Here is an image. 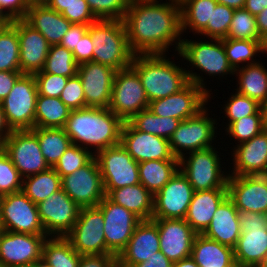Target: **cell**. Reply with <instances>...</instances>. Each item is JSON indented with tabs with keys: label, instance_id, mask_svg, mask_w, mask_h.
Masks as SVG:
<instances>
[{
	"label": "cell",
	"instance_id": "obj_12",
	"mask_svg": "<svg viewBox=\"0 0 267 267\" xmlns=\"http://www.w3.org/2000/svg\"><path fill=\"white\" fill-rule=\"evenodd\" d=\"M0 147L9 156L23 179L49 168L38 138L31 130H13Z\"/></svg>",
	"mask_w": 267,
	"mask_h": 267
},
{
	"label": "cell",
	"instance_id": "obj_17",
	"mask_svg": "<svg viewBox=\"0 0 267 267\" xmlns=\"http://www.w3.org/2000/svg\"><path fill=\"white\" fill-rule=\"evenodd\" d=\"M103 214L106 247L115 255L126 247L141 221L136 215L110 201L106 196L97 206Z\"/></svg>",
	"mask_w": 267,
	"mask_h": 267
},
{
	"label": "cell",
	"instance_id": "obj_44",
	"mask_svg": "<svg viewBox=\"0 0 267 267\" xmlns=\"http://www.w3.org/2000/svg\"><path fill=\"white\" fill-rule=\"evenodd\" d=\"M226 38L263 41L257 29L256 16L244 8L235 9Z\"/></svg>",
	"mask_w": 267,
	"mask_h": 267
},
{
	"label": "cell",
	"instance_id": "obj_26",
	"mask_svg": "<svg viewBox=\"0 0 267 267\" xmlns=\"http://www.w3.org/2000/svg\"><path fill=\"white\" fill-rule=\"evenodd\" d=\"M18 37L21 73L34 75L42 71L51 46L49 42L23 19H18Z\"/></svg>",
	"mask_w": 267,
	"mask_h": 267
},
{
	"label": "cell",
	"instance_id": "obj_63",
	"mask_svg": "<svg viewBox=\"0 0 267 267\" xmlns=\"http://www.w3.org/2000/svg\"><path fill=\"white\" fill-rule=\"evenodd\" d=\"M257 29L262 38L267 36V7L256 16Z\"/></svg>",
	"mask_w": 267,
	"mask_h": 267
},
{
	"label": "cell",
	"instance_id": "obj_73",
	"mask_svg": "<svg viewBox=\"0 0 267 267\" xmlns=\"http://www.w3.org/2000/svg\"><path fill=\"white\" fill-rule=\"evenodd\" d=\"M3 231H4V229H3L1 218H0V236L3 233Z\"/></svg>",
	"mask_w": 267,
	"mask_h": 267
},
{
	"label": "cell",
	"instance_id": "obj_46",
	"mask_svg": "<svg viewBox=\"0 0 267 267\" xmlns=\"http://www.w3.org/2000/svg\"><path fill=\"white\" fill-rule=\"evenodd\" d=\"M225 128L227 135H231L229 137L238 140L240 144L249 141L265 129L260 109L254 115L243 117Z\"/></svg>",
	"mask_w": 267,
	"mask_h": 267
},
{
	"label": "cell",
	"instance_id": "obj_62",
	"mask_svg": "<svg viewBox=\"0 0 267 267\" xmlns=\"http://www.w3.org/2000/svg\"><path fill=\"white\" fill-rule=\"evenodd\" d=\"M11 127L8 125L5 113L0 103V145L12 133Z\"/></svg>",
	"mask_w": 267,
	"mask_h": 267
},
{
	"label": "cell",
	"instance_id": "obj_5",
	"mask_svg": "<svg viewBox=\"0 0 267 267\" xmlns=\"http://www.w3.org/2000/svg\"><path fill=\"white\" fill-rule=\"evenodd\" d=\"M215 150L216 147L197 150L179 159V170L194 191L227 188L229 175L222 171L221 158Z\"/></svg>",
	"mask_w": 267,
	"mask_h": 267
},
{
	"label": "cell",
	"instance_id": "obj_69",
	"mask_svg": "<svg viewBox=\"0 0 267 267\" xmlns=\"http://www.w3.org/2000/svg\"><path fill=\"white\" fill-rule=\"evenodd\" d=\"M27 6L32 5H43L46 4L48 0H23Z\"/></svg>",
	"mask_w": 267,
	"mask_h": 267
},
{
	"label": "cell",
	"instance_id": "obj_14",
	"mask_svg": "<svg viewBox=\"0 0 267 267\" xmlns=\"http://www.w3.org/2000/svg\"><path fill=\"white\" fill-rule=\"evenodd\" d=\"M177 53L191 63L190 66L206 72L209 76L224 77L227 74L234 76L235 71L228 62L223 39H211L210 42L182 39Z\"/></svg>",
	"mask_w": 267,
	"mask_h": 267
},
{
	"label": "cell",
	"instance_id": "obj_31",
	"mask_svg": "<svg viewBox=\"0 0 267 267\" xmlns=\"http://www.w3.org/2000/svg\"><path fill=\"white\" fill-rule=\"evenodd\" d=\"M191 257L199 267H234V249L197 234L192 245Z\"/></svg>",
	"mask_w": 267,
	"mask_h": 267
},
{
	"label": "cell",
	"instance_id": "obj_34",
	"mask_svg": "<svg viewBox=\"0 0 267 267\" xmlns=\"http://www.w3.org/2000/svg\"><path fill=\"white\" fill-rule=\"evenodd\" d=\"M258 61L235 70L238 93L256 100L259 104L267 97V69Z\"/></svg>",
	"mask_w": 267,
	"mask_h": 267
},
{
	"label": "cell",
	"instance_id": "obj_39",
	"mask_svg": "<svg viewBox=\"0 0 267 267\" xmlns=\"http://www.w3.org/2000/svg\"><path fill=\"white\" fill-rule=\"evenodd\" d=\"M80 258L66 237L48 236L43 244L42 259L52 267H79Z\"/></svg>",
	"mask_w": 267,
	"mask_h": 267
},
{
	"label": "cell",
	"instance_id": "obj_28",
	"mask_svg": "<svg viewBox=\"0 0 267 267\" xmlns=\"http://www.w3.org/2000/svg\"><path fill=\"white\" fill-rule=\"evenodd\" d=\"M23 20L34 30L39 31L50 45L60 44L72 25L61 13L46 4L28 6Z\"/></svg>",
	"mask_w": 267,
	"mask_h": 267
},
{
	"label": "cell",
	"instance_id": "obj_65",
	"mask_svg": "<svg viewBox=\"0 0 267 267\" xmlns=\"http://www.w3.org/2000/svg\"><path fill=\"white\" fill-rule=\"evenodd\" d=\"M218 4L226 5L233 9H241L244 7L245 0H216Z\"/></svg>",
	"mask_w": 267,
	"mask_h": 267
},
{
	"label": "cell",
	"instance_id": "obj_48",
	"mask_svg": "<svg viewBox=\"0 0 267 267\" xmlns=\"http://www.w3.org/2000/svg\"><path fill=\"white\" fill-rule=\"evenodd\" d=\"M23 178L0 147V197L22 190Z\"/></svg>",
	"mask_w": 267,
	"mask_h": 267
},
{
	"label": "cell",
	"instance_id": "obj_35",
	"mask_svg": "<svg viewBox=\"0 0 267 267\" xmlns=\"http://www.w3.org/2000/svg\"><path fill=\"white\" fill-rule=\"evenodd\" d=\"M181 8L182 33L189 29L199 34L211 22L212 10L218 2L216 0H179Z\"/></svg>",
	"mask_w": 267,
	"mask_h": 267
},
{
	"label": "cell",
	"instance_id": "obj_3",
	"mask_svg": "<svg viewBox=\"0 0 267 267\" xmlns=\"http://www.w3.org/2000/svg\"><path fill=\"white\" fill-rule=\"evenodd\" d=\"M123 124L109 108L86 107L72 110L63 128L72 144L87 150L93 147L96 155L120 144Z\"/></svg>",
	"mask_w": 267,
	"mask_h": 267
},
{
	"label": "cell",
	"instance_id": "obj_16",
	"mask_svg": "<svg viewBox=\"0 0 267 267\" xmlns=\"http://www.w3.org/2000/svg\"><path fill=\"white\" fill-rule=\"evenodd\" d=\"M46 234L3 231L0 236V264L3 267L30 266L42 259Z\"/></svg>",
	"mask_w": 267,
	"mask_h": 267
},
{
	"label": "cell",
	"instance_id": "obj_22",
	"mask_svg": "<svg viewBox=\"0 0 267 267\" xmlns=\"http://www.w3.org/2000/svg\"><path fill=\"white\" fill-rule=\"evenodd\" d=\"M116 70L95 62L78 65L86 107L108 108Z\"/></svg>",
	"mask_w": 267,
	"mask_h": 267
},
{
	"label": "cell",
	"instance_id": "obj_72",
	"mask_svg": "<svg viewBox=\"0 0 267 267\" xmlns=\"http://www.w3.org/2000/svg\"><path fill=\"white\" fill-rule=\"evenodd\" d=\"M257 267H267V256L264 258V260Z\"/></svg>",
	"mask_w": 267,
	"mask_h": 267
},
{
	"label": "cell",
	"instance_id": "obj_37",
	"mask_svg": "<svg viewBox=\"0 0 267 267\" xmlns=\"http://www.w3.org/2000/svg\"><path fill=\"white\" fill-rule=\"evenodd\" d=\"M31 131L37 136L41 152L49 167H54L72 144L64 128H33Z\"/></svg>",
	"mask_w": 267,
	"mask_h": 267
},
{
	"label": "cell",
	"instance_id": "obj_20",
	"mask_svg": "<svg viewBox=\"0 0 267 267\" xmlns=\"http://www.w3.org/2000/svg\"><path fill=\"white\" fill-rule=\"evenodd\" d=\"M120 144L140 162L150 160H179L173 156L169 140L137 130L129 121L124 122Z\"/></svg>",
	"mask_w": 267,
	"mask_h": 267
},
{
	"label": "cell",
	"instance_id": "obj_71",
	"mask_svg": "<svg viewBox=\"0 0 267 267\" xmlns=\"http://www.w3.org/2000/svg\"><path fill=\"white\" fill-rule=\"evenodd\" d=\"M262 47H263V54L266 52L267 53V36L263 38V43H262ZM267 55V54H266Z\"/></svg>",
	"mask_w": 267,
	"mask_h": 267
},
{
	"label": "cell",
	"instance_id": "obj_60",
	"mask_svg": "<svg viewBox=\"0 0 267 267\" xmlns=\"http://www.w3.org/2000/svg\"><path fill=\"white\" fill-rule=\"evenodd\" d=\"M173 262L164 253L158 251L146 261L135 264L133 267H172Z\"/></svg>",
	"mask_w": 267,
	"mask_h": 267
},
{
	"label": "cell",
	"instance_id": "obj_42",
	"mask_svg": "<svg viewBox=\"0 0 267 267\" xmlns=\"http://www.w3.org/2000/svg\"><path fill=\"white\" fill-rule=\"evenodd\" d=\"M262 43L263 41L224 38L223 46L232 69L235 71L243 67V63L246 62L247 65L257 63V60L255 61L253 57L263 52ZM240 63H242V66Z\"/></svg>",
	"mask_w": 267,
	"mask_h": 267
},
{
	"label": "cell",
	"instance_id": "obj_13",
	"mask_svg": "<svg viewBox=\"0 0 267 267\" xmlns=\"http://www.w3.org/2000/svg\"><path fill=\"white\" fill-rule=\"evenodd\" d=\"M61 188L81 208L98 206L106 194L97 159L61 177Z\"/></svg>",
	"mask_w": 267,
	"mask_h": 267
},
{
	"label": "cell",
	"instance_id": "obj_50",
	"mask_svg": "<svg viewBox=\"0 0 267 267\" xmlns=\"http://www.w3.org/2000/svg\"><path fill=\"white\" fill-rule=\"evenodd\" d=\"M86 2L98 20H123L130 0H86Z\"/></svg>",
	"mask_w": 267,
	"mask_h": 267
},
{
	"label": "cell",
	"instance_id": "obj_67",
	"mask_svg": "<svg viewBox=\"0 0 267 267\" xmlns=\"http://www.w3.org/2000/svg\"><path fill=\"white\" fill-rule=\"evenodd\" d=\"M260 112L263 125L267 128V97L260 103Z\"/></svg>",
	"mask_w": 267,
	"mask_h": 267
},
{
	"label": "cell",
	"instance_id": "obj_24",
	"mask_svg": "<svg viewBox=\"0 0 267 267\" xmlns=\"http://www.w3.org/2000/svg\"><path fill=\"white\" fill-rule=\"evenodd\" d=\"M157 224L151 220H141L126 247L117 256L118 267H133L146 261L160 251Z\"/></svg>",
	"mask_w": 267,
	"mask_h": 267
},
{
	"label": "cell",
	"instance_id": "obj_27",
	"mask_svg": "<svg viewBox=\"0 0 267 267\" xmlns=\"http://www.w3.org/2000/svg\"><path fill=\"white\" fill-rule=\"evenodd\" d=\"M202 234L222 245L235 248L241 234L240 221L238 210L228 196L220 203Z\"/></svg>",
	"mask_w": 267,
	"mask_h": 267
},
{
	"label": "cell",
	"instance_id": "obj_33",
	"mask_svg": "<svg viewBox=\"0 0 267 267\" xmlns=\"http://www.w3.org/2000/svg\"><path fill=\"white\" fill-rule=\"evenodd\" d=\"M140 184L152 195L162 187L179 170V160H150L138 164Z\"/></svg>",
	"mask_w": 267,
	"mask_h": 267
},
{
	"label": "cell",
	"instance_id": "obj_36",
	"mask_svg": "<svg viewBox=\"0 0 267 267\" xmlns=\"http://www.w3.org/2000/svg\"><path fill=\"white\" fill-rule=\"evenodd\" d=\"M71 110L60 100L38 95L36 99L35 128H63Z\"/></svg>",
	"mask_w": 267,
	"mask_h": 267
},
{
	"label": "cell",
	"instance_id": "obj_43",
	"mask_svg": "<svg viewBox=\"0 0 267 267\" xmlns=\"http://www.w3.org/2000/svg\"><path fill=\"white\" fill-rule=\"evenodd\" d=\"M42 71L71 78L77 75L78 64L73 53L67 48L60 44L51 45Z\"/></svg>",
	"mask_w": 267,
	"mask_h": 267
},
{
	"label": "cell",
	"instance_id": "obj_38",
	"mask_svg": "<svg viewBox=\"0 0 267 267\" xmlns=\"http://www.w3.org/2000/svg\"><path fill=\"white\" fill-rule=\"evenodd\" d=\"M61 189V177L49 167L47 170L23 179L22 192L35 204Z\"/></svg>",
	"mask_w": 267,
	"mask_h": 267
},
{
	"label": "cell",
	"instance_id": "obj_66",
	"mask_svg": "<svg viewBox=\"0 0 267 267\" xmlns=\"http://www.w3.org/2000/svg\"><path fill=\"white\" fill-rule=\"evenodd\" d=\"M172 267H199V266L197 265L195 260L190 256L188 258L173 262Z\"/></svg>",
	"mask_w": 267,
	"mask_h": 267
},
{
	"label": "cell",
	"instance_id": "obj_11",
	"mask_svg": "<svg viewBox=\"0 0 267 267\" xmlns=\"http://www.w3.org/2000/svg\"><path fill=\"white\" fill-rule=\"evenodd\" d=\"M0 218L5 231L24 234H46L37 204L22 191L0 197Z\"/></svg>",
	"mask_w": 267,
	"mask_h": 267
},
{
	"label": "cell",
	"instance_id": "obj_54",
	"mask_svg": "<svg viewBox=\"0 0 267 267\" xmlns=\"http://www.w3.org/2000/svg\"><path fill=\"white\" fill-rule=\"evenodd\" d=\"M93 49L94 45L91 41V35L87 32L81 39H79V43L72 52L76 63L81 65L87 62H93Z\"/></svg>",
	"mask_w": 267,
	"mask_h": 267
},
{
	"label": "cell",
	"instance_id": "obj_57",
	"mask_svg": "<svg viewBox=\"0 0 267 267\" xmlns=\"http://www.w3.org/2000/svg\"><path fill=\"white\" fill-rule=\"evenodd\" d=\"M88 27L89 25L72 24L63 36L60 45L73 52L79 43V39H81L88 32Z\"/></svg>",
	"mask_w": 267,
	"mask_h": 267
},
{
	"label": "cell",
	"instance_id": "obj_2",
	"mask_svg": "<svg viewBox=\"0 0 267 267\" xmlns=\"http://www.w3.org/2000/svg\"><path fill=\"white\" fill-rule=\"evenodd\" d=\"M131 67L138 73L149 102L177 93L189 82L211 92L205 88L203 76L177 66L165 54L134 55Z\"/></svg>",
	"mask_w": 267,
	"mask_h": 267
},
{
	"label": "cell",
	"instance_id": "obj_30",
	"mask_svg": "<svg viewBox=\"0 0 267 267\" xmlns=\"http://www.w3.org/2000/svg\"><path fill=\"white\" fill-rule=\"evenodd\" d=\"M267 256V227L241 229L234 248L236 265L257 267Z\"/></svg>",
	"mask_w": 267,
	"mask_h": 267
},
{
	"label": "cell",
	"instance_id": "obj_40",
	"mask_svg": "<svg viewBox=\"0 0 267 267\" xmlns=\"http://www.w3.org/2000/svg\"><path fill=\"white\" fill-rule=\"evenodd\" d=\"M18 19L0 28V71H20Z\"/></svg>",
	"mask_w": 267,
	"mask_h": 267
},
{
	"label": "cell",
	"instance_id": "obj_4",
	"mask_svg": "<svg viewBox=\"0 0 267 267\" xmlns=\"http://www.w3.org/2000/svg\"><path fill=\"white\" fill-rule=\"evenodd\" d=\"M94 45L93 62L110 66L116 71L131 66V51L123 20L100 19L88 27Z\"/></svg>",
	"mask_w": 267,
	"mask_h": 267
},
{
	"label": "cell",
	"instance_id": "obj_53",
	"mask_svg": "<svg viewBox=\"0 0 267 267\" xmlns=\"http://www.w3.org/2000/svg\"><path fill=\"white\" fill-rule=\"evenodd\" d=\"M61 14L72 24L90 25L98 20L86 0H73Z\"/></svg>",
	"mask_w": 267,
	"mask_h": 267
},
{
	"label": "cell",
	"instance_id": "obj_41",
	"mask_svg": "<svg viewBox=\"0 0 267 267\" xmlns=\"http://www.w3.org/2000/svg\"><path fill=\"white\" fill-rule=\"evenodd\" d=\"M129 122L139 131L169 140L181 123V120L157 116L146 108L136 114Z\"/></svg>",
	"mask_w": 267,
	"mask_h": 267
},
{
	"label": "cell",
	"instance_id": "obj_58",
	"mask_svg": "<svg viewBox=\"0 0 267 267\" xmlns=\"http://www.w3.org/2000/svg\"><path fill=\"white\" fill-rule=\"evenodd\" d=\"M0 5L13 20L23 19L27 13L28 6L23 0H0Z\"/></svg>",
	"mask_w": 267,
	"mask_h": 267
},
{
	"label": "cell",
	"instance_id": "obj_32",
	"mask_svg": "<svg viewBox=\"0 0 267 267\" xmlns=\"http://www.w3.org/2000/svg\"><path fill=\"white\" fill-rule=\"evenodd\" d=\"M106 197L132 212L140 220L152 219L154 195L140 183L111 190Z\"/></svg>",
	"mask_w": 267,
	"mask_h": 267
},
{
	"label": "cell",
	"instance_id": "obj_21",
	"mask_svg": "<svg viewBox=\"0 0 267 267\" xmlns=\"http://www.w3.org/2000/svg\"><path fill=\"white\" fill-rule=\"evenodd\" d=\"M227 191L237 210L267 214V175H229Z\"/></svg>",
	"mask_w": 267,
	"mask_h": 267
},
{
	"label": "cell",
	"instance_id": "obj_23",
	"mask_svg": "<svg viewBox=\"0 0 267 267\" xmlns=\"http://www.w3.org/2000/svg\"><path fill=\"white\" fill-rule=\"evenodd\" d=\"M157 224L160 251L172 262L191 256L197 233L185 219L152 218Z\"/></svg>",
	"mask_w": 267,
	"mask_h": 267
},
{
	"label": "cell",
	"instance_id": "obj_61",
	"mask_svg": "<svg viewBox=\"0 0 267 267\" xmlns=\"http://www.w3.org/2000/svg\"><path fill=\"white\" fill-rule=\"evenodd\" d=\"M267 7V0H245L244 9L257 16Z\"/></svg>",
	"mask_w": 267,
	"mask_h": 267
},
{
	"label": "cell",
	"instance_id": "obj_64",
	"mask_svg": "<svg viewBox=\"0 0 267 267\" xmlns=\"http://www.w3.org/2000/svg\"><path fill=\"white\" fill-rule=\"evenodd\" d=\"M73 0H48L46 5L59 12V13H62L66 7H68L70 5V3L72 2Z\"/></svg>",
	"mask_w": 267,
	"mask_h": 267
},
{
	"label": "cell",
	"instance_id": "obj_49",
	"mask_svg": "<svg viewBox=\"0 0 267 267\" xmlns=\"http://www.w3.org/2000/svg\"><path fill=\"white\" fill-rule=\"evenodd\" d=\"M224 105L225 116H227V119L229 118L227 127L232 122L242 119L243 117L254 115L260 109V104L256 100L238 92L231 95Z\"/></svg>",
	"mask_w": 267,
	"mask_h": 267
},
{
	"label": "cell",
	"instance_id": "obj_19",
	"mask_svg": "<svg viewBox=\"0 0 267 267\" xmlns=\"http://www.w3.org/2000/svg\"><path fill=\"white\" fill-rule=\"evenodd\" d=\"M210 95L198 85L189 82L179 92L149 102L148 109L160 117L185 120L195 116L206 105Z\"/></svg>",
	"mask_w": 267,
	"mask_h": 267
},
{
	"label": "cell",
	"instance_id": "obj_10",
	"mask_svg": "<svg viewBox=\"0 0 267 267\" xmlns=\"http://www.w3.org/2000/svg\"><path fill=\"white\" fill-rule=\"evenodd\" d=\"M104 219L97 207H82L71 231L65 236L80 255L113 254L104 236Z\"/></svg>",
	"mask_w": 267,
	"mask_h": 267
},
{
	"label": "cell",
	"instance_id": "obj_70",
	"mask_svg": "<svg viewBox=\"0 0 267 267\" xmlns=\"http://www.w3.org/2000/svg\"><path fill=\"white\" fill-rule=\"evenodd\" d=\"M32 267H52L47 262H45L43 259H40L39 261L32 264Z\"/></svg>",
	"mask_w": 267,
	"mask_h": 267
},
{
	"label": "cell",
	"instance_id": "obj_15",
	"mask_svg": "<svg viewBox=\"0 0 267 267\" xmlns=\"http://www.w3.org/2000/svg\"><path fill=\"white\" fill-rule=\"evenodd\" d=\"M47 236L65 237L78 219L79 207L61 188L37 204Z\"/></svg>",
	"mask_w": 267,
	"mask_h": 267
},
{
	"label": "cell",
	"instance_id": "obj_55",
	"mask_svg": "<svg viewBox=\"0 0 267 267\" xmlns=\"http://www.w3.org/2000/svg\"><path fill=\"white\" fill-rule=\"evenodd\" d=\"M240 229H255L267 227V214L253 211L238 210Z\"/></svg>",
	"mask_w": 267,
	"mask_h": 267
},
{
	"label": "cell",
	"instance_id": "obj_8",
	"mask_svg": "<svg viewBox=\"0 0 267 267\" xmlns=\"http://www.w3.org/2000/svg\"><path fill=\"white\" fill-rule=\"evenodd\" d=\"M206 108L205 106L195 116L182 120L170 137V149L177 159L182 158L187 153L214 146L212 142L217 137L215 136L217 121L208 116V109ZM183 151L189 152L184 153Z\"/></svg>",
	"mask_w": 267,
	"mask_h": 267
},
{
	"label": "cell",
	"instance_id": "obj_74",
	"mask_svg": "<svg viewBox=\"0 0 267 267\" xmlns=\"http://www.w3.org/2000/svg\"><path fill=\"white\" fill-rule=\"evenodd\" d=\"M234 267H251V266H239V265H235Z\"/></svg>",
	"mask_w": 267,
	"mask_h": 267
},
{
	"label": "cell",
	"instance_id": "obj_6",
	"mask_svg": "<svg viewBox=\"0 0 267 267\" xmlns=\"http://www.w3.org/2000/svg\"><path fill=\"white\" fill-rule=\"evenodd\" d=\"M149 101L138 73L130 66L115 72L109 109L123 122L148 108Z\"/></svg>",
	"mask_w": 267,
	"mask_h": 267
},
{
	"label": "cell",
	"instance_id": "obj_47",
	"mask_svg": "<svg viewBox=\"0 0 267 267\" xmlns=\"http://www.w3.org/2000/svg\"><path fill=\"white\" fill-rule=\"evenodd\" d=\"M234 11L235 9L226 5L217 4L212 10L211 22H208L206 28L200 34L210 39L226 38Z\"/></svg>",
	"mask_w": 267,
	"mask_h": 267
},
{
	"label": "cell",
	"instance_id": "obj_56",
	"mask_svg": "<svg viewBox=\"0 0 267 267\" xmlns=\"http://www.w3.org/2000/svg\"><path fill=\"white\" fill-rule=\"evenodd\" d=\"M79 267H118L114 254L81 255Z\"/></svg>",
	"mask_w": 267,
	"mask_h": 267
},
{
	"label": "cell",
	"instance_id": "obj_45",
	"mask_svg": "<svg viewBox=\"0 0 267 267\" xmlns=\"http://www.w3.org/2000/svg\"><path fill=\"white\" fill-rule=\"evenodd\" d=\"M94 157L92 151L71 144L53 168L60 177L67 176L87 165Z\"/></svg>",
	"mask_w": 267,
	"mask_h": 267
},
{
	"label": "cell",
	"instance_id": "obj_68",
	"mask_svg": "<svg viewBox=\"0 0 267 267\" xmlns=\"http://www.w3.org/2000/svg\"><path fill=\"white\" fill-rule=\"evenodd\" d=\"M13 19L5 12L0 5V25L2 27L12 23Z\"/></svg>",
	"mask_w": 267,
	"mask_h": 267
},
{
	"label": "cell",
	"instance_id": "obj_51",
	"mask_svg": "<svg viewBox=\"0 0 267 267\" xmlns=\"http://www.w3.org/2000/svg\"><path fill=\"white\" fill-rule=\"evenodd\" d=\"M38 95L59 98L66 86L68 77L40 71L34 74Z\"/></svg>",
	"mask_w": 267,
	"mask_h": 267
},
{
	"label": "cell",
	"instance_id": "obj_7",
	"mask_svg": "<svg viewBox=\"0 0 267 267\" xmlns=\"http://www.w3.org/2000/svg\"><path fill=\"white\" fill-rule=\"evenodd\" d=\"M37 84L34 75L22 74L9 95L1 102L8 125L12 130L35 128Z\"/></svg>",
	"mask_w": 267,
	"mask_h": 267
},
{
	"label": "cell",
	"instance_id": "obj_9",
	"mask_svg": "<svg viewBox=\"0 0 267 267\" xmlns=\"http://www.w3.org/2000/svg\"><path fill=\"white\" fill-rule=\"evenodd\" d=\"M95 158L99 164L106 195L111 190L140 183L139 163L121 144L100 150Z\"/></svg>",
	"mask_w": 267,
	"mask_h": 267
},
{
	"label": "cell",
	"instance_id": "obj_59",
	"mask_svg": "<svg viewBox=\"0 0 267 267\" xmlns=\"http://www.w3.org/2000/svg\"><path fill=\"white\" fill-rule=\"evenodd\" d=\"M21 75V72L16 71H0V103L9 95Z\"/></svg>",
	"mask_w": 267,
	"mask_h": 267
},
{
	"label": "cell",
	"instance_id": "obj_18",
	"mask_svg": "<svg viewBox=\"0 0 267 267\" xmlns=\"http://www.w3.org/2000/svg\"><path fill=\"white\" fill-rule=\"evenodd\" d=\"M193 193V187L178 170L154 195L152 218L184 219Z\"/></svg>",
	"mask_w": 267,
	"mask_h": 267
},
{
	"label": "cell",
	"instance_id": "obj_25",
	"mask_svg": "<svg viewBox=\"0 0 267 267\" xmlns=\"http://www.w3.org/2000/svg\"><path fill=\"white\" fill-rule=\"evenodd\" d=\"M236 146L232 154L233 170L228 175H267V128Z\"/></svg>",
	"mask_w": 267,
	"mask_h": 267
},
{
	"label": "cell",
	"instance_id": "obj_29",
	"mask_svg": "<svg viewBox=\"0 0 267 267\" xmlns=\"http://www.w3.org/2000/svg\"><path fill=\"white\" fill-rule=\"evenodd\" d=\"M227 196V188L194 191L185 221L197 234H202L209 226L218 206Z\"/></svg>",
	"mask_w": 267,
	"mask_h": 267
},
{
	"label": "cell",
	"instance_id": "obj_52",
	"mask_svg": "<svg viewBox=\"0 0 267 267\" xmlns=\"http://www.w3.org/2000/svg\"><path fill=\"white\" fill-rule=\"evenodd\" d=\"M59 98L71 111L86 108L83 86L78 75L68 78Z\"/></svg>",
	"mask_w": 267,
	"mask_h": 267
},
{
	"label": "cell",
	"instance_id": "obj_1",
	"mask_svg": "<svg viewBox=\"0 0 267 267\" xmlns=\"http://www.w3.org/2000/svg\"><path fill=\"white\" fill-rule=\"evenodd\" d=\"M123 22L130 49L135 55L166 54L174 43L179 52L182 43L179 0L166 3L130 0Z\"/></svg>",
	"mask_w": 267,
	"mask_h": 267
}]
</instances>
